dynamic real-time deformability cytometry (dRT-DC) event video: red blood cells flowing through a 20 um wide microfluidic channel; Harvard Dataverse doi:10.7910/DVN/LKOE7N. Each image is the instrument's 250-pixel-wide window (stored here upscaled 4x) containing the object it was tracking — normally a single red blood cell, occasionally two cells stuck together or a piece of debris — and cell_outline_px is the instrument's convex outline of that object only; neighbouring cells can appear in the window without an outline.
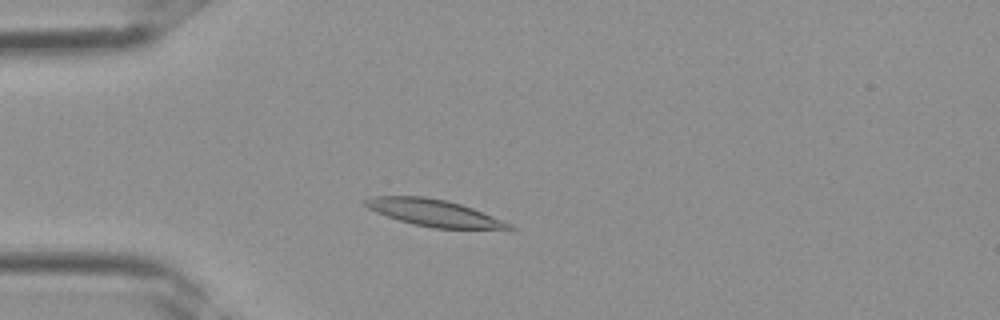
{"species": "Egyptian fruit bat (a non-hibernating species)", "species_latin": "Rousettus aegyptiacus", "temperature_condition": "room temperature", "stored_images_in_passage": 32, "camera_frame_rate_fps": 3000, "um_per_image_px": 0.085, "frame": {"image": 1, "passage_image": 5, "time_ms": 1.333, "image_size_px": [1000, 320], "cell_outline_px": [[516, 228], [432, 228], [412, 224], [388, 216], [368, 208], [364, 204], [364, 200], [372, 196], [424, 196], [444, 200], [460, 204], [472, 208], [512, 224]], "centroid_in_image_um": [36.83, 18.08], "position_along_channel_um": 48.2, "area_um2": 21.91}}
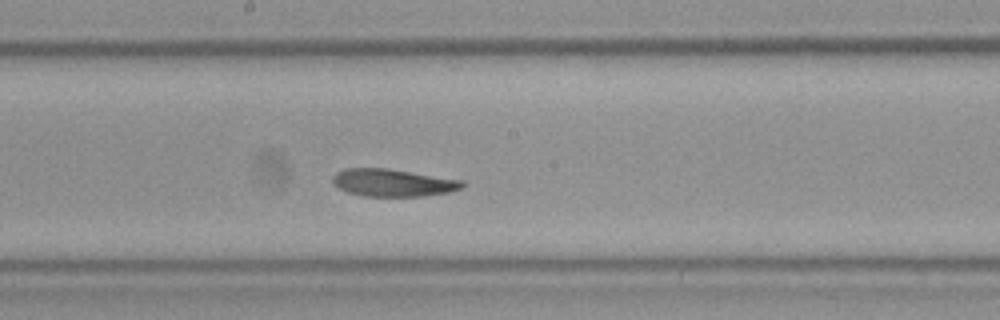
{"frame": {"image": 2, "passage_image": 15, "time_ms": 4.667, "image_size_px": [1000, 320], "cell_outline_px": [[464, 184], [460, 188], [448, 192], [420, 196], [364, 196], [348, 192], [340, 188], [332, 180], [332, 176], [336, 172], [344, 168], [388, 168], [464, 180]], "centroid_in_image_um": [33.39, 15.51], "position_along_channel_um": 214.8, "area_um2": 20.63}}
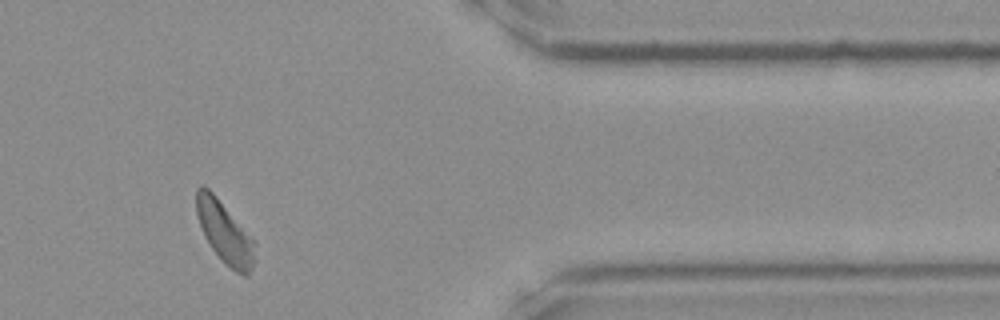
{"frame": {"image": 3, "passage_image": 26, "time_ms": 8.333, "image_size_px": [1000, 320], "cell_outline_px": [[256, 260], [248, 276], [244, 276], [236, 272], [224, 264], [212, 248], [200, 224], [196, 212], [196, 188], [200, 184], [204, 184], [216, 196], [256, 244]], "centroid_in_image_um": [19.11, 19.78], "position_along_channel_um": 392.3, "area_um2": 20.75}}